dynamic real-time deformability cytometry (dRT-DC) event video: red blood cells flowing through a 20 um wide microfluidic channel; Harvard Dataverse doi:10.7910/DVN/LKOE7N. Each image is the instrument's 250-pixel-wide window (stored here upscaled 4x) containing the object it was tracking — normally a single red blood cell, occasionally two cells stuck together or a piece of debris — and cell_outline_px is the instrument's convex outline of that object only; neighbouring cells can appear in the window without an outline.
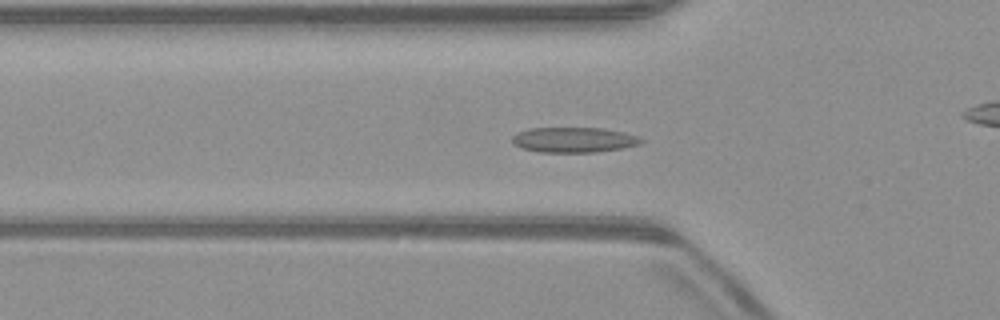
{"species": "common noctule bat (a hibernating species)", "species_latin": "Nyctalus noctula", "temperature_condition": "warm", "stored_images_in_passage": 53, "camera_frame_rate_fps": 3000, "um_per_image_px": 0.085, "animal": {"sex": "male", "body_mass_g": 23.1, "forearm_length_mm": 52.7}, "frame": {"image": 1, "passage_image": 18, "time_ms": 5.667, "image_size_px": [1000, 320], "cell_outline_px": [[644, 140], [640, 144], [624, 148], [596, 152], [540, 152], [520, 148], [512, 144], [512, 136], [516, 132], [528, 128], [604, 128], [624, 132], [636, 136]], "centroid_in_image_um": [48.74, 11.88], "position_along_channel_um": 77.1, "area_um2": 19.13}}
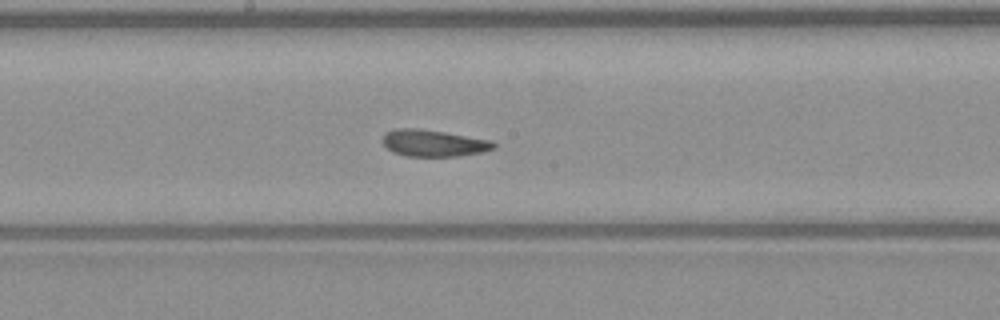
{"frame": {"image": 2, "passage_image": 28, "time_ms": 9.0, "image_size_px": [1000, 320], "cell_outline_px": [[496, 148], [484, 152], [460, 156], [408, 156], [392, 152], [384, 144], [384, 132], [396, 128], [420, 128], [492, 140], [496, 144]], "centroid_in_image_um": [36.89, 12.16], "position_along_channel_um": 211.3, "area_um2": 17.4}}
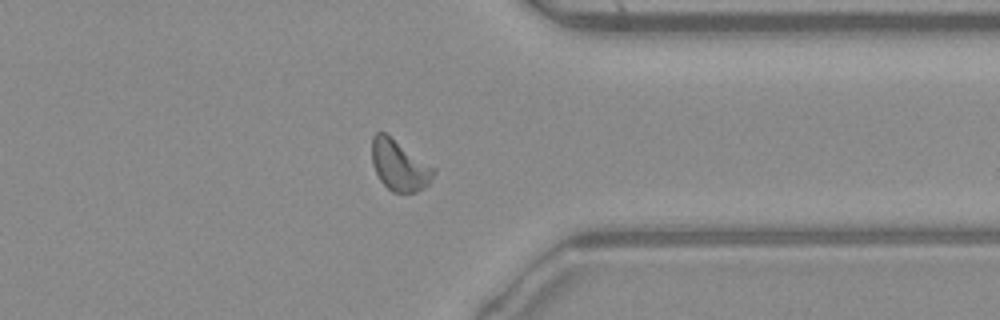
{"frame": {"image": 3, "passage_image": 41, "time_ms": 13.333, "image_size_px": [1000, 320], "cell_outline_px": [[436, 172], [432, 180], [428, 184], [416, 192], [392, 192], [380, 180], [372, 164], [372, 136], [376, 132], [384, 132], [436, 168]], "centroid_in_image_um": [33.95, 14.05], "position_along_channel_um": 377.4, "area_um2": 18.15}, "authors_computed_cell_mechanics": {"area_um2": 18.1492, "velocity_mm_per_s": 3.9983, "shape_relaxation_time_tau1_ms": 4.7001, "shape_relaxation_time_tau2_ms": 1.9543, "deformation_change_tau1": 0.1161, "deformation_change_tau2": 0.0882}}